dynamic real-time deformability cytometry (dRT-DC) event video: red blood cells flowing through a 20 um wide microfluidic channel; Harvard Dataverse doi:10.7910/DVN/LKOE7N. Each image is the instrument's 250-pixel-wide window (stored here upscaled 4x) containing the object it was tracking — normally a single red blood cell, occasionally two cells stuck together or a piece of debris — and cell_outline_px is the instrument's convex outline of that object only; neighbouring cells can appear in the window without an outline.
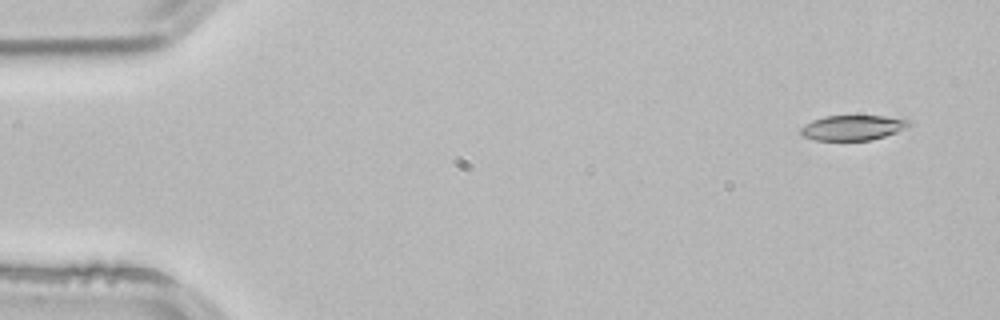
{"species": "common noctule bat (a hibernating species)", "species_latin": "Nyctalus noctula", "temperature_condition": "room temperature", "stored_images_in_passage": 4, "camera_frame_rate_fps": 3000, "um_per_image_px": 0.085, "animal": {"sex": "male", "body_mass_g": 21.5, "forearm_length_mm": 52.0}, "frame": {"image": 1, "passage_image": 1, "time_ms": 0.0, "image_size_px": [1000, 320], "cell_outline_px": [[912, 124], [908, 128], [872, 140], [816, 140], [804, 136], [800, 132], [800, 128], [804, 124], [812, 120], [824, 116], [884, 116], [908, 120]], "centroid_in_image_um": [72.48, 10.85], "position_along_channel_um": 12.5, "area_um2": 15.78}}
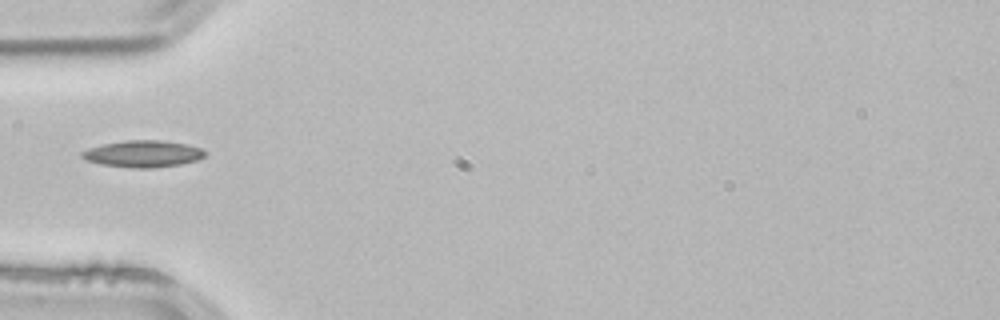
{"frame": {"image": 2, "passage_image": 4, "time_ms": 1.0, "image_size_px": [1000, 320], "cell_outline_px": [[208, 152], [204, 156], [196, 160], [180, 164], [152, 168], [132, 168], [100, 164], [88, 160], [80, 156], [80, 152], [88, 148], [104, 144], [124, 140], [160, 140], [188, 144], [200, 148]], "centroid_in_image_um": [12.15, 13.07], "position_along_channel_um": 72.8, "area_um2": 19.19}}